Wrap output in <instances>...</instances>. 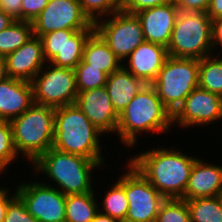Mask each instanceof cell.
Masks as SVG:
<instances>
[{"instance_id":"1","label":"cell","mask_w":222,"mask_h":222,"mask_svg":"<svg viewBox=\"0 0 222 222\" xmlns=\"http://www.w3.org/2000/svg\"><path fill=\"white\" fill-rule=\"evenodd\" d=\"M196 160L177 150L154 149L129 162L165 199H182Z\"/></svg>"},{"instance_id":"2","label":"cell","mask_w":222,"mask_h":222,"mask_svg":"<svg viewBox=\"0 0 222 222\" xmlns=\"http://www.w3.org/2000/svg\"><path fill=\"white\" fill-rule=\"evenodd\" d=\"M101 134L75 104L55 108L52 148L103 162L98 141Z\"/></svg>"},{"instance_id":"3","label":"cell","mask_w":222,"mask_h":222,"mask_svg":"<svg viewBox=\"0 0 222 222\" xmlns=\"http://www.w3.org/2000/svg\"><path fill=\"white\" fill-rule=\"evenodd\" d=\"M171 123L172 114L162 104L155 88L146 85L119 115L116 132L126 146H134L138 132H163Z\"/></svg>"},{"instance_id":"4","label":"cell","mask_w":222,"mask_h":222,"mask_svg":"<svg viewBox=\"0 0 222 222\" xmlns=\"http://www.w3.org/2000/svg\"><path fill=\"white\" fill-rule=\"evenodd\" d=\"M17 154L24 153L33 163L52 148L55 108L34 103L10 121Z\"/></svg>"},{"instance_id":"5","label":"cell","mask_w":222,"mask_h":222,"mask_svg":"<svg viewBox=\"0 0 222 222\" xmlns=\"http://www.w3.org/2000/svg\"><path fill=\"white\" fill-rule=\"evenodd\" d=\"M36 171H43L61 188L64 195L93 192L90 172L102 162L50 148L35 162Z\"/></svg>"},{"instance_id":"6","label":"cell","mask_w":222,"mask_h":222,"mask_svg":"<svg viewBox=\"0 0 222 222\" xmlns=\"http://www.w3.org/2000/svg\"><path fill=\"white\" fill-rule=\"evenodd\" d=\"M212 20L205 12L179 11L168 55L201 60L212 49Z\"/></svg>"},{"instance_id":"7","label":"cell","mask_w":222,"mask_h":222,"mask_svg":"<svg viewBox=\"0 0 222 222\" xmlns=\"http://www.w3.org/2000/svg\"><path fill=\"white\" fill-rule=\"evenodd\" d=\"M199 60L168 56L151 84L162 104L173 114L185 98L198 87Z\"/></svg>"},{"instance_id":"8","label":"cell","mask_w":222,"mask_h":222,"mask_svg":"<svg viewBox=\"0 0 222 222\" xmlns=\"http://www.w3.org/2000/svg\"><path fill=\"white\" fill-rule=\"evenodd\" d=\"M128 165V173L118 179L128 200L125 222H155L165 198L130 162Z\"/></svg>"},{"instance_id":"9","label":"cell","mask_w":222,"mask_h":222,"mask_svg":"<svg viewBox=\"0 0 222 222\" xmlns=\"http://www.w3.org/2000/svg\"><path fill=\"white\" fill-rule=\"evenodd\" d=\"M107 21L94 23L95 32L121 60L128 57L145 39L136 14L120 9Z\"/></svg>"},{"instance_id":"10","label":"cell","mask_w":222,"mask_h":222,"mask_svg":"<svg viewBox=\"0 0 222 222\" xmlns=\"http://www.w3.org/2000/svg\"><path fill=\"white\" fill-rule=\"evenodd\" d=\"M41 72L31 81L34 103L53 108L76 103L78 90L73 69L53 65Z\"/></svg>"},{"instance_id":"11","label":"cell","mask_w":222,"mask_h":222,"mask_svg":"<svg viewBox=\"0 0 222 222\" xmlns=\"http://www.w3.org/2000/svg\"><path fill=\"white\" fill-rule=\"evenodd\" d=\"M32 24L33 35L36 37L63 29L95 30L78 0H49Z\"/></svg>"},{"instance_id":"12","label":"cell","mask_w":222,"mask_h":222,"mask_svg":"<svg viewBox=\"0 0 222 222\" xmlns=\"http://www.w3.org/2000/svg\"><path fill=\"white\" fill-rule=\"evenodd\" d=\"M95 30H55L43 34L42 42L45 61L57 67L75 69L82 61L84 46ZM47 59V60H46Z\"/></svg>"},{"instance_id":"13","label":"cell","mask_w":222,"mask_h":222,"mask_svg":"<svg viewBox=\"0 0 222 222\" xmlns=\"http://www.w3.org/2000/svg\"><path fill=\"white\" fill-rule=\"evenodd\" d=\"M17 195L38 222H65V200L59 188L44 183L20 184Z\"/></svg>"},{"instance_id":"14","label":"cell","mask_w":222,"mask_h":222,"mask_svg":"<svg viewBox=\"0 0 222 222\" xmlns=\"http://www.w3.org/2000/svg\"><path fill=\"white\" fill-rule=\"evenodd\" d=\"M222 118V97L197 87L172 114L180 126L210 124Z\"/></svg>"},{"instance_id":"15","label":"cell","mask_w":222,"mask_h":222,"mask_svg":"<svg viewBox=\"0 0 222 222\" xmlns=\"http://www.w3.org/2000/svg\"><path fill=\"white\" fill-rule=\"evenodd\" d=\"M75 105L102 133L117 130L119 115L112 106L105 86L78 92Z\"/></svg>"},{"instance_id":"16","label":"cell","mask_w":222,"mask_h":222,"mask_svg":"<svg viewBox=\"0 0 222 222\" xmlns=\"http://www.w3.org/2000/svg\"><path fill=\"white\" fill-rule=\"evenodd\" d=\"M178 13L179 9L174 3L147 8L135 13L140 20L145 41L167 48Z\"/></svg>"},{"instance_id":"17","label":"cell","mask_w":222,"mask_h":222,"mask_svg":"<svg viewBox=\"0 0 222 222\" xmlns=\"http://www.w3.org/2000/svg\"><path fill=\"white\" fill-rule=\"evenodd\" d=\"M5 60L8 77L31 82L45 64L41 39L32 36Z\"/></svg>"},{"instance_id":"18","label":"cell","mask_w":222,"mask_h":222,"mask_svg":"<svg viewBox=\"0 0 222 222\" xmlns=\"http://www.w3.org/2000/svg\"><path fill=\"white\" fill-rule=\"evenodd\" d=\"M168 56L166 47L144 41L128 56L130 68L122 66L146 85H151Z\"/></svg>"},{"instance_id":"19","label":"cell","mask_w":222,"mask_h":222,"mask_svg":"<svg viewBox=\"0 0 222 222\" xmlns=\"http://www.w3.org/2000/svg\"><path fill=\"white\" fill-rule=\"evenodd\" d=\"M33 104L31 82L10 77L0 82V120L11 121Z\"/></svg>"},{"instance_id":"20","label":"cell","mask_w":222,"mask_h":222,"mask_svg":"<svg viewBox=\"0 0 222 222\" xmlns=\"http://www.w3.org/2000/svg\"><path fill=\"white\" fill-rule=\"evenodd\" d=\"M222 196V166L197 159L192 167L183 200Z\"/></svg>"},{"instance_id":"21","label":"cell","mask_w":222,"mask_h":222,"mask_svg":"<svg viewBox=\"0 0 222 222\" xmlns=\"http://www.w3.org/2000/svg\"><path fill=\"white\" fill-rule=\"evenodd\" d=\"M146 84L123 66L107 77L106 89L116 113L120 115Z\"/></svg>"},{"instance_id":"22","label":"cell","mask_w":222,"mask_h":222,"mask_svg":"<svg viewBox=\"0 0 222 222\" xmlns=\"http://www.w3.org/2000/svg\"><path fill=\"white\" fill-rule=\"evenodd\" d=\"M82 60L89 67L98 68L108 76L122 67L121 60L96 32L86 41Z\"/></svg>"},{"instance_id":"23","label":"cell","mask_w":222,"mask_h":222,"mask_svg":"<svg viewBox=\"0 0 222 222\" xmlns=\"http://www.w3.org/2000/svg\"><path fill=\"white\" fill-rule=\"evenodd\" d=\"M94 192L66 195L65 222H92L99 211Z\"/></svg>"},{"instance_id":"24","label":"cell","mask_w":222,"mask_h":222,"mask_svg":"<svg viewBox=\"0 0 222 222\" xmlns=\"http://www.w3.org/2000/svg\"><path fill=\"white\" fill-rule=\"evenodd\" d=\"M32 36H34L32 22L15 20L0 31V55L6 57L24 45Z\"/></svg>"},{"instance_id":"25","label":"cell","mask_w":222,"mask_h":222,"mask_svg":"<svg viewBox=\"0 0 222 222\" xmlns=\"http://www.w3.org/2000/svg\"><path fill=\"white\" fill-rule=\"evenodd\" d=\"M190 222H222V196L186 200Z\"/></svg>"},{"instance_id":"26","label":"cell","mask_w":222,"mask_h":222,"mask_svg":"<svg viewBox=\"0 0 222 222\" xmlns=\"http://www.w3.org/2000/svg\"><path fill=\"white\" fill-rule=\"evenodd\" d=\"M198 87L222 97V59L206 56L199 60Z\"/></svg>"},{"instance_id":"27","label":"cell","mask_w":222,"mask_h":222,"mask_svg":"<svg viewBox=\"0 0 222 222\" xmlns=\"http://www.w3.org/2000/svg\"><path fill=\"white\" fill-rule=\"evenodd\" d=\"M107 214L119 222H125L128 212V200L124 188L117 182L106 194L103 206Z\"/></svg>"},{"instance_id":"28","label":"cell","mask_w":222,"mask_h":222,"mask_svg":"<svg viewBox=\"0 0 222 222\" xmlns=\"http://www.w3.org/2000/svg\"><path fill=\"white\" fill-rule=\"evenodd\" d=\"M76 85L78 92H84L104 87L108 75L98 68L89 67L83 60L75 67Z\"/></svg>"},{"instance_id":"29","label":"cell","mask_w":222,"mask_h":222,"mask_svg":"<svg viewBox=\"0 0 222 222\" xmlns=\"http://www.w3.org/2000/svg\"><path fill=\"white\" fill-rule=\"evenodd\" d=\"M155 222H190V212L183 199H165Z\"/></svg>"},{"instance_id":"30","label":"cell","mask_w":222,"mask_h":222,"mask_svg":"<svg viewBox=\"0 0 222 222\" xmlns=\"http://www.w3.org/2000/svg\"><path fill=\"white\" fill-rule=\"evenodd\" d=\"M84 14L94 24L98 21L97 15L108 14L112 15L121 9V2L119 0H78ZM97 12V13H95ZM96 14V15H95Z\"/></svg>"},{"instance_id":"31","label":"cell","mask_w":222,"mask_h":222,"mask_svg":"<svg viewBox=\"0 0 222 222\" xmlns=\"http://www.w3.org/2000/svg\"><path fill=\"white\" fill-rule=\"evenodd\" d=\"M17 156L10 121L0 120V163L6 168Z\"/></svg>"},{"instance_id":"32","label":"cell","mask_w":222,"mask_h":222,"mask_svg":"<svg viewBox=\"0 0 222 222\" xmlns=\"http://www.w3.org/2000/svg\"><path fill=\"white\" fill-rule=\"evenodd\" d=\"M4 222H38L26 209L22 199L15 193L14 198L9 202Z\"/></svg>"},{"instance_id":"33","label":"cell","mask_w":222,"mask_h":222,"mask_svg":"<svg viewBox=\"0 0 222 222\" xmlns=\"http://www.w3.org/2000/svg\"><path fill=\"white\" fill-rule=\"evenodd\" d=\"M174 3V0H122L121 9L125 12L135 14L141 10Z\"/></svg>"},{"instance_id":"34","label":"cell","mask_w":222,"mask_h":222,"mask_svg":"<svg viewBox=\"0 0 222 222\" xmlns=\"http://www.w3.org/2000/svg\"><path fill=\"white\" fill-rule=\"evenodd\" d=\"M22 21L32 22L46 7L49 0H23Z\"/></svg>"},{"instance_id":"35","label":"cell","mask_w":222,"mask_h":222,"mask_svg":"<svg viewBox=\"0 0 222 222\" xmlns=\"http://www.w3.org/2000/svg\"><path fill=\"white\" fill-rule=\"evenodd\" d=\"M211 0H174V4L178 7L179 11H207Z\"/></svg>"},{"instance_id":"36","label":"cell","mask_w":222,"mask_h":222,"mask_svg":"<svg viewBox=\"0 0 222 222\" xmlns=\"http://www.w3.org/2000/svg\"><path fill=\"white\" fill-rule=\"evenodd\" d=\"M23 0H0V9L4 10L14 20L22 21V2Z\"/></svg>"},{"instance_id":"37","label":"cell","mask_w":222,"mask_h":222,"mask_svg":"<svg viewBox=\"0 0 222 222\" xmlns=\"http://www.w3.org/2000/svg\"><path fill=\"white\" fill-rule=\"evenodd\" d=\"M212 48L222 46V18L212 20Z\"/></svg>"},{"instance_id":"38","label":"cell","mask_w":222,"mask_h":222,"mask_svg":"<svg viewBox=\"0 0 222 222\" xmlns=\"http://www.w3.org/2000/svg\"><path fill=\"white\" fill-rule=\"evenodd\" d=\"M206 13L211 20L222 18V0H211Z\"/></svg>"},{"instance_id":"39","label":"cell","mask_w":222,"mask_h":222,"mask_svg":"<svg viewBox=\"0 0 222 222\" xmlns=\"http://www.w3.org/2000/svg\"><path fill=\"white\" fill-rule=\"evenodd\" d=\"M7 192L4 188L0 189V222H4L9 202L14 198V196L9 198Z\"/></svg>"},{"instance_id":"40","label":"cell","mask_w":222,"mask_h":222,"mask_svg":"<svg viewBox=\"0 0 222 222\" xmlns=\"http://www.w3.org/2000/svg\"><path fill=\"white\" fill-rule=\"evenodd\" d=\"M14 21L15 20L10 15L0 9V31L7 28Z\"/></svg>"},{"instance_id":"41","label":"cell","mask_w":222,"mask_h":222,"mask_svg":"<svg viewBox=\"0 0 222 222\" xmlns=\"http://www.w3.org/2000/svg\"><path fill=\"white\" fill-rule=\"evenodd\" d=\"M92 222H119V221L116 220V219L111 218L107 214L102 213V211H100V209H99V211L95 215V217L92 220Z\"/></svg>"},{"instance_id":"42","label":"cell","mask_w":222,"mask_h":222,"mask_svg":"<svg viewBox=\"0 0 222 222\" xmlns=\"http://www.w3.org/2000/svg\"><path fill=\"white\" fill-rule=\"evenodd\" d=\"M8 78L5 57L0 55V82Z\"/></svg>"},{"instance_id":"43","label":"cell","mask_w":222,"mask_h":222,"mask_svg":"<svg viewBox=\"0 0 222 222\" xmlns=\"http://www.w3.org/2000/svg\"><path fill=\"white\" fill-rule=\"evenodd\" d=\"M3 169H5V167L0 163V172L3 171Z\"/></svg>"}]
</instances>
